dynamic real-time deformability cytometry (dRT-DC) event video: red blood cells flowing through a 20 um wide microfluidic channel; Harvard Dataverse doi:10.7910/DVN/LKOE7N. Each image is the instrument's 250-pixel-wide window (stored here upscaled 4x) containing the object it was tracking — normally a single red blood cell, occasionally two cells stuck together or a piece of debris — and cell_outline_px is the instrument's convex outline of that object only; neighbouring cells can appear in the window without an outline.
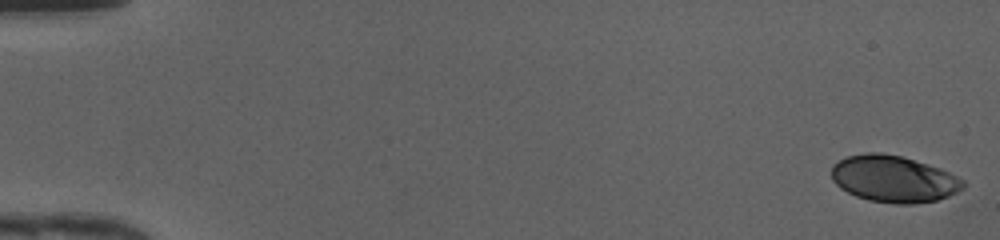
{"species": "human", "species_latin": "Homo sapiens", "temperature_condition": "cold", "stored_images_in_passage": 49, "camera_frame_rate_fps": 3000, "um_per_image_px": 0.085, "donor": {"sex": "female"}, "frame": {"image": 1, "passage_image": 1, "time_ms": 0.0, "image_size_px": [1000, 240], "cell_outline_px": [[964, 188], [948, 196], [936, 200], [912, 204], [896, 204], [868, 200], [856, 196], [840, 188], [832, 180], [832, 164], [848, 156], [864, 152], [880, 152], [900, 156], [928, 164], [940, 168], [964, 180]], "centroid_in_image_um": [75.94, 15.2], "position_along_channel_um": 9.1, "area_um2": 35.78}}
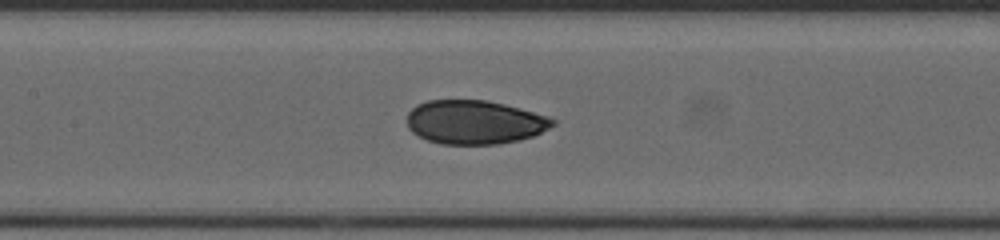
{"frame": {"image": 2, "passage_image": 24, "time_ms": 7.667, "image_size_px": [1000, 240], "cell_outline_px": [[556, 124], [532, 136], [500, 144], [440, 144], [428, 140], [412, 132], [408, 128], [408, 112], [416, 104], [428, 100], [484, 100], [504, 104], [548, 116], [556, 120]], "centroid_in_image_um": [40.32, 10.38], "position_along_channel_um": 167.1, "area_um2": 37.05}}
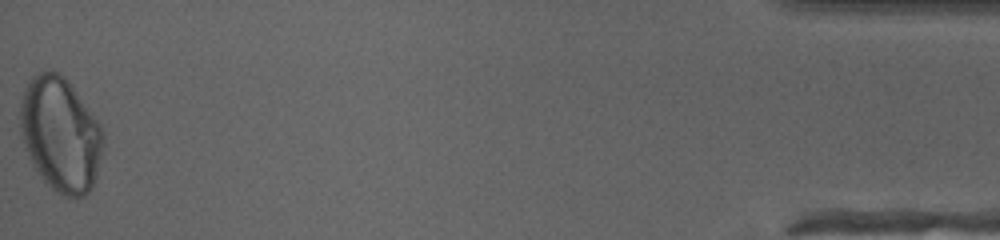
{"frame": {"image": 3, "passage_image": 49, "time_ms": 16.0, "image_size_px": [1000, 240], "cell_outline_px": [[104, 144], [96, 176], [92, 188], [84, 196], [64, 196], [56, 192], [36, 172], [24, 148], [20, 132], [20, 100], [24, 88], [28, 80], [32, 76], [44, 68], [56, 72], [64, 76], [68, 80], [100, 124], [104, 136]], "centroid_in_image_um": [5.12, 11.39], "position_along_channel_um": 430.1, "area_um2": 55.78}, "authors_computed_cell_mechanics": {"area_um2": 37.57, "velocity_mm_per_s": 4.2258, "shape_relaxation_time_tau1_ms": 5.0934, "shape_relaxation_time_tau2_ms": 0.9131, "deformation_change_tau1": 0.1675, "deformation_change_tau2": 0.0422}}